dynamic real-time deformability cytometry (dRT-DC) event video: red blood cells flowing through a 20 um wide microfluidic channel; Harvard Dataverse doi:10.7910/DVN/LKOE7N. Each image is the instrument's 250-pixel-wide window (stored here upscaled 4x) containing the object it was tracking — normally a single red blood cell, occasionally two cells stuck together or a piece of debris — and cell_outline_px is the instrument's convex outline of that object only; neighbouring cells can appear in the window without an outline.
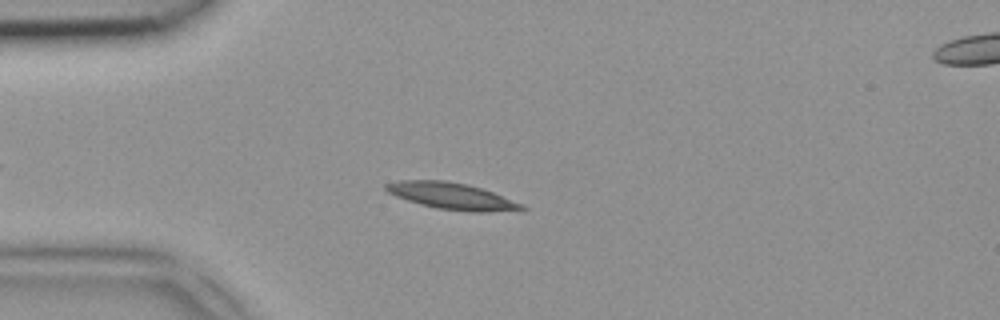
{"species": "common noctule bat (a hibernating species)", "species_latin": "Nyctalus noctula", "temperature_condition": "room temperature", "stored_images_in_passage": 43, "camera_frame_rate_fps": 3000, "um_per_image_px": 0.085, "animal": {"sex": "female", "body_mass_g": 18.4}, "frame": {"image": 1, "passage_image": 8, "time_ms": 2.333, "image_size_px": [1000, 320], "cell_outline_px": [[528, 208], [488, 212], [472, 212], [436, 208], [420, 204], [396, 196], [388, 192], [384, 188], [384, 184], [400, 180], [444, 180], [468, 184], [492, 192], [524, 204]], "centroid_in_image_um": [38.38, 16.66], "position_along_channel_um": 46.6, "area_um2": 20.87}}
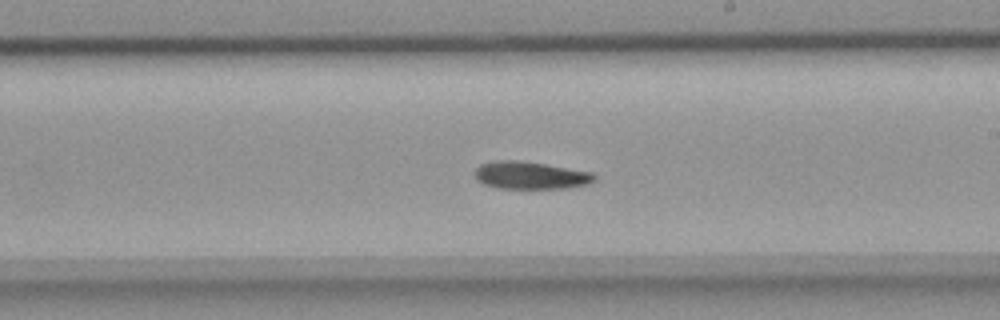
{"frame": {"image": 2, "passage_image": 23, "time_ms": 7.333, "image_size_px": [1000, 320], "cell_outline_px": [[596, 180], [588, 184], [568, 188], [496, 188], [484, 184], [476, 180], [476, 168], [480, 164], [496, 160], [516, 160], [544, 164], [592, 172], [596, 176]], "centroid_in_image_um": [45.09, 14.91], "position_along_channel_um": 243.9, "area_um2": 19.13}}
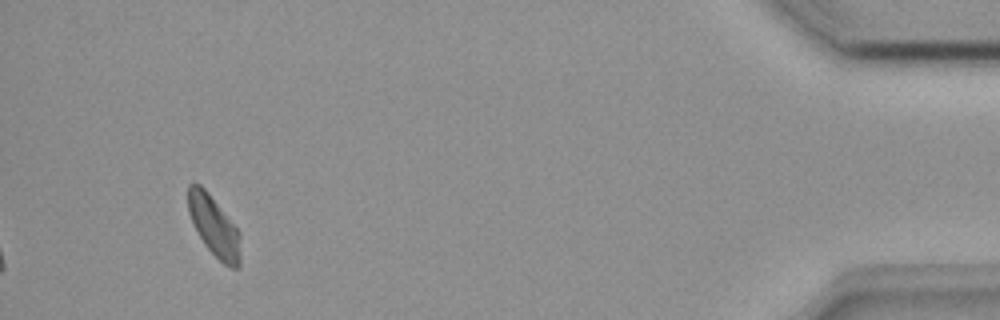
{"frame": {"image": 3, "passage_image": 40, "time_ms": 13.0, "image_size_px": [1000, 320], "cell_outline_px": [[240, 264], [236, 268], [232, 268], [224, 264], [204, 244], [188, 212], [188, 184], [200, 184], [204, 188], [240, 232]], "centroid_in_image_um": [18.2, 19.23], "position_along_channel_um": 417.0, "area_um2": 17.92}}